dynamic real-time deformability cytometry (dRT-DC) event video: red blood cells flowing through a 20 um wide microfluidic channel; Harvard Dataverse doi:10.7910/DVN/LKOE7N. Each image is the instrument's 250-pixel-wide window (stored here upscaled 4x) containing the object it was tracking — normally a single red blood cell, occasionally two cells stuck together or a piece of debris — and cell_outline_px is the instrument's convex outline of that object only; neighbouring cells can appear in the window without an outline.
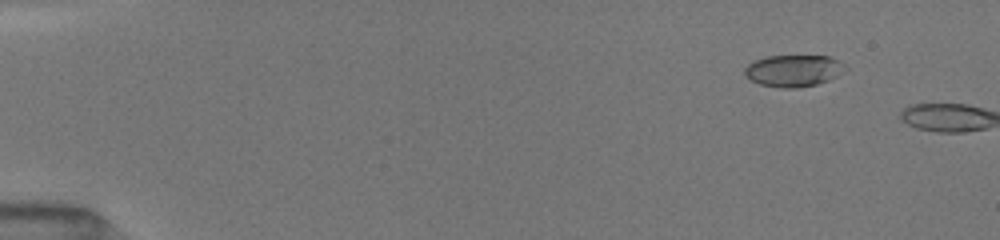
{"species": "common noctule bat (a hibernating species)", "species_latin": "Nyctalus noctula", "temperature_condition": "room temperature", "stored_images_in_passage": 2, "camera_frame_rate_fps": 3000, "um_per_image_px": 0.085, "animal": {"sex": "female", "body_mass_g": 19.5, "forearm_length_mm": 54.1}, "frame": {"image": 1, "passage_image": 1, "time_ms": 0.0, "image_size_px": [1000, 240], "cell_outline_px": [[848, 68], [836, 76], [828, 80], [816, 84], [796, 88], [780, 88], [760, 84], [744, 76], [744, 68], [752, 60], [764, 56], [828, 56], [844, 64]], "centroid_in_image_um": [67.4, 6.0], "position_along_channel_um": 17.6, "area_um2": 18.67}}